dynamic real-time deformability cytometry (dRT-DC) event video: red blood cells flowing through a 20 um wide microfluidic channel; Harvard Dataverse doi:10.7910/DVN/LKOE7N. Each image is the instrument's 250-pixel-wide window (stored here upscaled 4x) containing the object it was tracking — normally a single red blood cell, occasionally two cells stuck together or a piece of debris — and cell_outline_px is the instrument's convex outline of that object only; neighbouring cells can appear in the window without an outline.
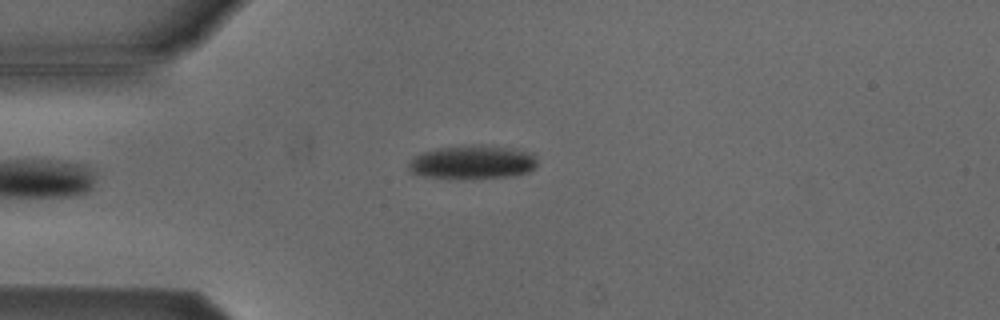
{"species": "Egyptian fruit bat (a non-hibernating species)", "species_latin": "Rousettus aegyptiacus", "temperature_condition": "cold", "stored_images_in_passage": 31, "camera_frame_rate_fps": 3000, "um_per_image_px": 0.085, "animal": {"sex": "male"}, "frame": {"image": 1, "passage_image": 1, "time_ms": 0.0, "image_size_px": [1000, 320], "cell_outline_px": [[536, 164], [528, 172], [504, 176], [424, 176], [412, 172], [408, 168], [408, 164], [416, 156], [424, 152], [436, 148], [472, 144], [484, 144], [512, 148], [532, 152], [536, 160]], "centroid_in_image_um": [40.18, 13.72], "position_along_channel_um": 44.8, "area_um2": 24.28}}
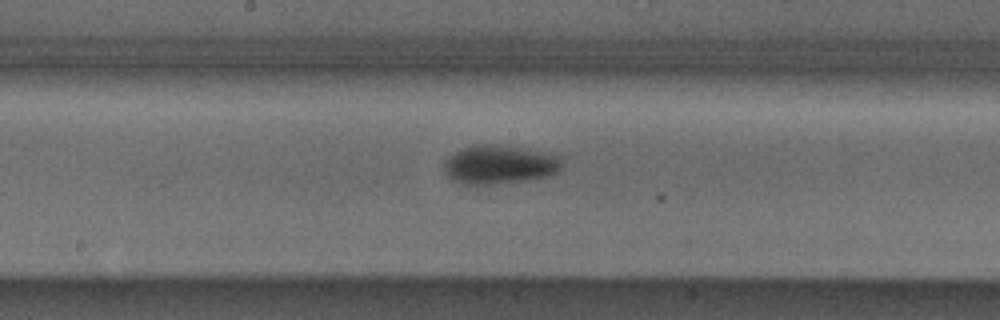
{"frame": {"image": 2, "passage_image": 15, "time_ms": 4.667, "image_size_px": [1000, 320], "cell_outline_px": [[560, 168], [556, 172], [548, 176], [520, 180], [488, 184], [464, 184], [452, 180], [444, 172], [444, 164], [448, 156], [464, 148], [480, 144], [496, 144], [524, 148], [560, 156]], "centroid_in_image_um": [42.41, 13.98], "position_along_channel_um": 205.8, "area_um2": 26.13}}
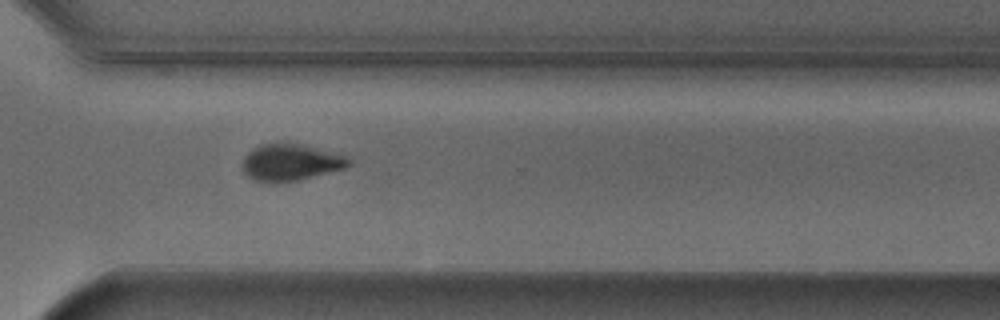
{"frame": {"image": 3, "passage_image": 26, "time_ms": 8.333, "image_size_px": [1000, 320], "cell_outline_px": [[352, 164], [344, 168], [296, 180], [252, 180], [244, 172], [244, 156], [252, 148], [260, 144], [300, 144], [344, 156], [352, 160]], "centroid_in_image_um": [24.69, 13.78], "position_along_channel_um": 345.9, "area_um2": 21.68}, "authors_computed_cell_mechanics": {"area_um2": 25.6054, "velocity_mm_per_s": 3.8334, "shape_relaxation_time_tau1_ms": 2.2325, "shape_relaxation_time_tau2_ms": null, "deformation_change_tau1": 0.1058, "deformation_change_tau2": null}}